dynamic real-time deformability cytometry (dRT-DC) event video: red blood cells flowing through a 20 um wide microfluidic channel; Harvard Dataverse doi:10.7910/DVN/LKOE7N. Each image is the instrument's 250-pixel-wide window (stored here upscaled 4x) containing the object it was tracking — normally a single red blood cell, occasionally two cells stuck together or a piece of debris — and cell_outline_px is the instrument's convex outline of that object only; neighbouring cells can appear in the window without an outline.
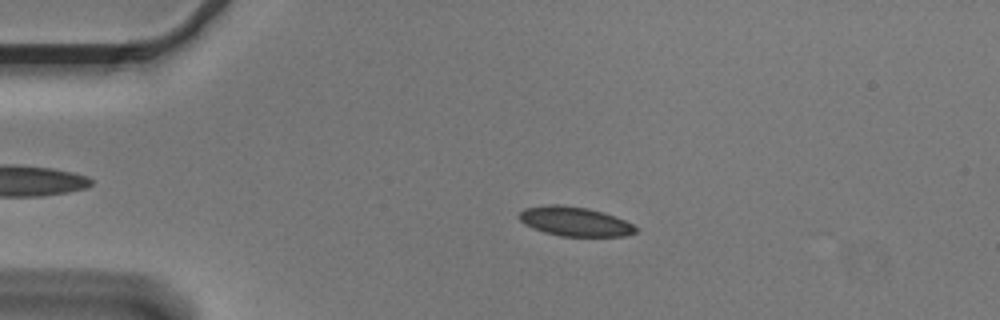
{"species": "Egyptian fruit bat (a non-hibernating species)", "species_latin": "Rousettus aegyptiacus", "temperature_condition": "cold", "stored_images_in_passage": 54, "camera_frame_rate_fps": 3000, "um_per_image_px": 0.085, "animal": {"sex": "male"}, "frame": {"image": 1, "passage_image": 11, "time_ms": 3.333, "image_size_px": [1000, 320], "cell_outline_px": [[640, 228], [636, 232], [624, 236], [560, 236], [544, 232], [532, 228], [524, 224], [520, 220], [520, 212], [524, 208], [548, 204], [560, 204], [588, 208], [604, 212], [624, 220]], "centroid_in_image_um": [48.86, 18.82], "position_along_channel_um": 36.1, "area_um2": 20.0}}
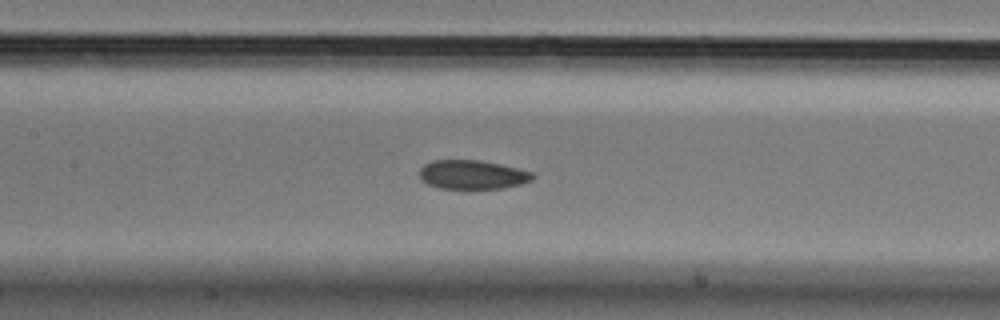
{"frame": {"image": 2, "passage_image": 25, "time_ms": 8.0, "image_size_px": [1000, 320], "cell_outline_px": [[536, 176], [532, 180], [520, 184], [504, 188], [472, 192], [436, 188], [420, 180], [420, 168], [424, 164], [432, 160], [480, 160], [500, 164], [532, 172]], "centroid_in_image_um": [40.12, 14.9], "position_along_channel_um": 167.3, "area_um2": 20.11}}
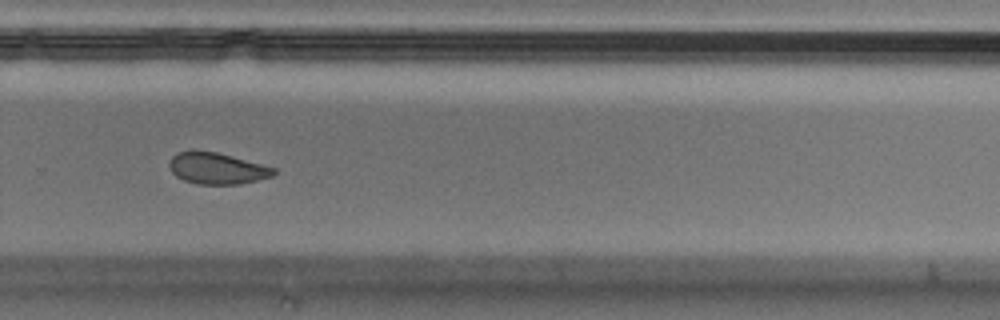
{"frame": {"image": 3, "passage_image": 37, "time_ms": 12.0, "image_size_px": [1000, 320], "cell_outline_px": [[276, 172], [272, 176], [240, 184], [196, 184], [184, 180], [176, 176], [172, 172], [168, 164], [172, 156], [176, 152], [216, 152], [232, 156], [276, 168]], "centroid_in_image_um": [18.44, 14.33], "position_along_channel_um": 311.4, "area_um2": 18.79}, "authors_computed_cell_mechanics": {"area_um2": 20.0855, "velocity_mm_per_s": 3.6201, "shape_relaxation_time_tau1_ms": 5.6606, "shape_relaxation_time_tau2_ms": 8.3544, "deformation_change_tau1": 0.0906, "deformation_change_tau2": 0.115}}